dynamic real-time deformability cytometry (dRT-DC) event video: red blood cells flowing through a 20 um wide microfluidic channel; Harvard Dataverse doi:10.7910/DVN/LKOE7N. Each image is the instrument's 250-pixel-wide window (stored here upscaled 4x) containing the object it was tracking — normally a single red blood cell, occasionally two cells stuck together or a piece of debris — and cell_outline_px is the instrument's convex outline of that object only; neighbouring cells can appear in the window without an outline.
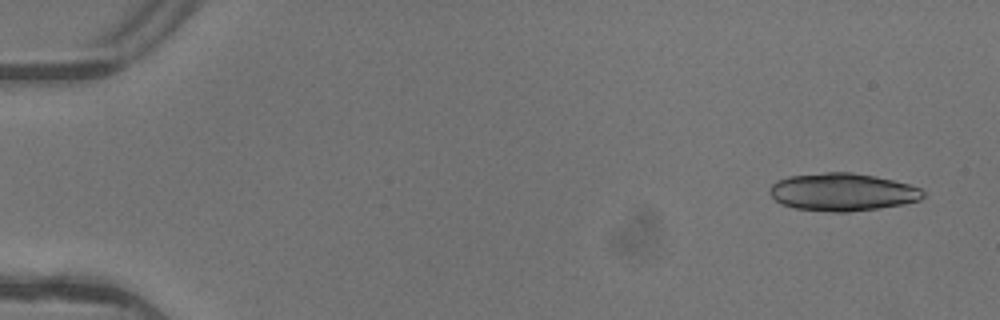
{"species": "common noctule bat (a hibernating species)", "species_latin": "Nyctalus noctula", "temperature_condition": "warm", "stored_images_in_passage": 7, "camera_frame_rate_fps": 3000, "um_per_image_px": 0.085, "animal": {"sex": "female"}, "frame": {"image": 1, "passage_image": 1, "time_ms": 0.0, "image_size_px": [1000, 320], "cell_outline_px": [[924, 196], [920, 200], [904, 204], [880, 208], [848, 212], [832, 212], [796, 208], [780, 204], [768, 192], [768, 188], [776, 180], [788, 176], [824, 172], [852, 172], [876, 176], [908, 184], [920, 188], [924, 192]], "centroid_in_image_um": [71.59, 16.32], "position_along_channel_um": 13.4, "area_um2": 33.93}}
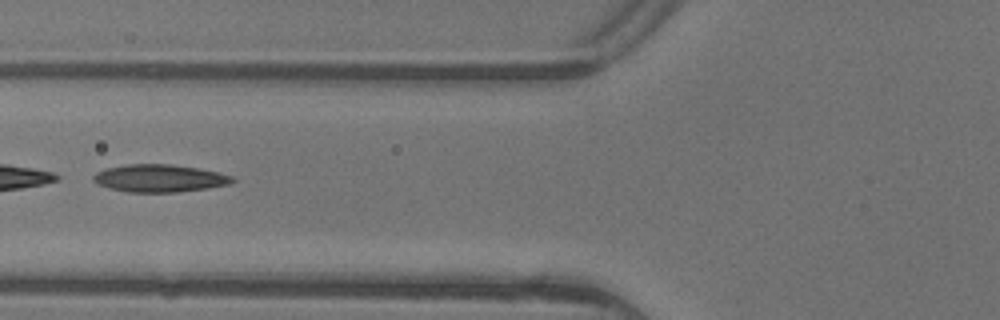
{"frame": {"image": 2, "passage_image": 6, "time_ms": 1.667, "image_size_px": [1000, 320], "cell_outline_px": [[236, 180], [232, 184], [208, 188], [176, 192], [128, 192], [108, 188], [96, 184], [92, 180], [92, 176], [96, 172], [108, 168], [128, 164], [172, 164], [196, 168], [216, 172], [232, 176]], "centroid_in_image_um": [13.54, 15.16], "position_along_channel_um": 112.3, "area_um2": 22.37}}
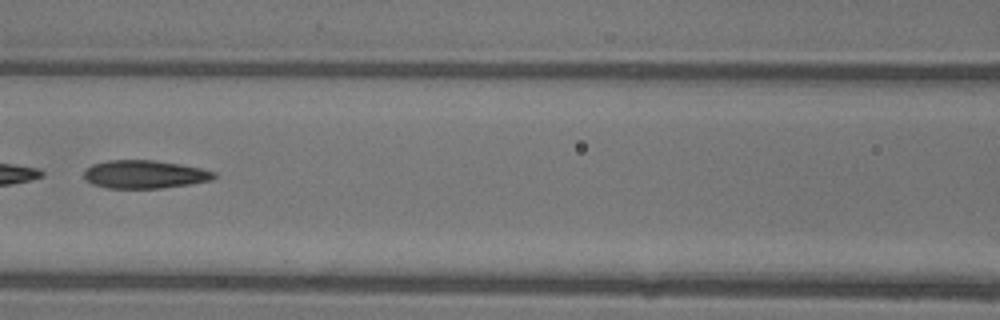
{"frame": {"image": 3, "passage_image": 7, "time_ms": 2.0, "image_size_px": [1000, 320], "cell_outline_px": [[216, 176], [212, 180], [188, 184], [160, 188], [108, 188], [92, 184], [84, 180], [84, 172], [92, 164], [108, 160], [152, 160], [180, 164], [200, 168], [216, 172]], "centroid_in_image_um": [12.27, 14.82], "position_along_channel_um": 154.3, "area_um2": 21.27}}